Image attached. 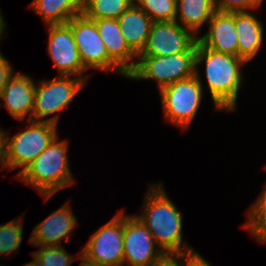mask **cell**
I'll list each match as a JSON object with an SVG mask.
<instances>
[{
    "label": "cell",
    "mask_w": 266,
    "mask_h": 266,
    "mask_svg": "<svg viewBox=\"0 0 266 266\" xmlns=\"http://www.w3.org/2000/svg\"><path fill=\"white\" fill-rule=\"evenodd\" d=\"M142 208L143 212L136 216L165 254L196 252L182 241V213L168 198L162 183L149 185Z\"/></svg>",
    "instance_id": "6da1fadb"
},
{
    "label": "cell",
    "mask_w": 266,
    "mask_h": 266,
    "mask_svg": "<svg viewBox=\"0 0 266 266\" xmlns=\"http://www.w3.org/2000/svg\"><path fill=\"white\" fill-rule=\"evenodd\" d=\"M205 63L206 83L216 110H236L239 89L243 84L241 68L247 64L238 56L213 51L196 43L195 69Z\"/></svg>",
    "instance_id": "7a4b0ae2"
},
{
    "label": "cell",
    "mask_w": 266,
    "mask_h": 266,
    "mask_svg": "<svg viewBox=\"0 0 266 266\" xmlns=\"http://www.w3.org/2000/svg\"><path fill=\"white\" fill-rule=\"evenodd\" d=\"M57 136L19 175L18 179L48 200L60 189L75 182L69 167L68 141Z\"/></svg>",
    "instance_id": "3957f363"
},
{
    "label": "cell",
    "mask_w": 266,
    "mask_h": 266,
    "mask_svg": "<svg viewBox=\"0 0 266 266\" xmlns=\"http://www.w3.org/2000/svg\"><path fill=\"white\" fill-rule=\"evenodd\" d=\"M198 69L195 75L163 87L159 92L165 118L186 130L195 118L203 97V84Z\"/></svg>",
    "instance_id": "277c9868"
},
{
    "label": "cell",
    "mask_w": 266,
    "mask_h": 266,
    "mask_svg": "<svg viewBox=\"0 0 266 266\" xmlns=\"http://www.w3.org/2000/svg\"><path fill=\"white\" fill-rule=\"evenodd\" d=\"M196 52L166 56H137L135 67L127 74L129 80L152 79L157 89L195 75Z\"/></svg>",
    "instance_id": "5b68a950"
},
{
    "label": "cell",
    "mask_w": 266,
    "mask_h": 266,
    "mask_svg": "<svg viewBox=\"0 0 266 266\" xmlns=\"http://www.w3.org/2000/svg\"><path fill=\"white\" fill-rule=\"evenodd\" d=\"M40 82V83H39ZM35 87L33 121H47L58 125L60 111L70 105V102L87 84L83 79L74 76H56L50 80H40ZM53 114H56L55 116ZM48 117L47 116H51Z\"/></svg>",
    "instance_id": "8992f818"
},
{
    "label": "cell",
    "mask_w": 266,
    "mask_h": 266,
    "mask_svg": "<svg viewBox=\"0 0 266 266\" xmlns=\"http://www.w3.org/2000/svg\"><path fill=\"white\" fill-rule=\"evenodd\" d=\"M28 127L13 137L4 131L10 170L22 168L18 175L58 136L57 126L47 121H26Z\"/></svg>",
    "instance_id": "52a82bcc"
},
{
    "label": "cell",
    "mask_w": 266,
    "mask_h": 266,
    "mask_svg": "<svg viewBox=\"0 0 266 266\" xmlns=\"http://www.w3.org/2000/svg\"><path fill=\"white\" fill-rule=\"evenodd\" d=\"M74 36L83 66L100 71H115L127 77V74L108 56L106 46L100 37L94 20L83 13L72 17L68 22Z\"/></svg>",
    "instance_id": "ba28073f"
},
{
    "label": "cell",
    "mask_w": 266,
    "mask_h": 266,
    "mask_svg": "<svg viewBox=\"0 0 266 266\" xmlns=\"http://www.w3.org/2000/svg\"><path fill=\"white\" fill-rule=\"evenodd\" d=\"M124 211L103 224L81 249V254L103 266H123Z\"/></svg>",
    "instance_id": "9c48e42d"
},
{
    "label": "cell",
    "mask_w": 266,
    "mask_h": 266,
    "mask_svg": "<svg viewBox=\"0 0 266 266\" xmlns=\"http://www.w3.org/2000/svg\"><path fill=\"white\" fill-rule=\"evenodd\" d=\"M197 36L176 21L153 22L145 48L138 56H166L196 52Z\"/></svg>",
    "instance_id": "30bf717a"
},
{
    "label": "cell",
    "mask_w": 266,
    "mask_h": 266,
    "mask_svg": "<svg viewBox=\"0 0 266 266\" xmlns=\"http://www.w3.org/2000/svg\"><path fill=\"white\" fill-rule=\"evenodd\" d=\"M135 215H124L123 266H153L165 253ZM126 264V265H125Z\"/></svg>",
    "instance_id": "8fae6325"
},
{
    "label": "cell",
    "mask_w": 266,
    "mask_h": 266,
    "mask_svg": "<svg viewBox=\"0 0 266 266\" xmlns=\"http://www.w3.org/2000/svg\"><path fill=\"white\" fill-rule=\"evenodd\" d=\"M47 53L56 66L58 76H74L88 81L90 76H84L87 70L80 59L71 26L64 24H49Z\"/></svg>",
    "instance_id": "7c38bea8"
},
{
    "label": "cell",
    "mask_w": 266,
    "mask_h": 266,
    "mask_svg": "<svg viewBox=\"0 0 266 266\" xmlns=\"http://www.w3.org/2000/svg\"><path fill=\"white\" fill-rule=\"evenodd\" d=\"M69 203L71 202L53 211L33 228L29 238L31 245L62 246L61 241L71 237L72 231L78 226V223Z\"/></svg>",
    "instance_id": "4fadbf2b"
},
{
    "label": "cell",
    "mask_w": 266,
    "mask_h": 266,
    "mask_svg": "<svg viewBox=\"0 0 266 266\" xmlns=\"http://www.w3.org/2000/svg\"><path fill=\"white\" fill-rule=\"evenodd\" d=\"M34 80L23 73H13L8 79L0 95V107L5 105L9 114L16 119L29 121L32 120L35 98ZM29 114V115H28Z\"/></svg>",
    "instance_id": "5bb4252c"
},
{
    "label": "cell",
    "mask_w": 266,
    "mask_h": 266,
    "mask_svg": "<svg viewBox=\"0 0 266 266\" xmlns=\"http://www.w3.org/2000/svg\"><path fill=\"white\" fill-rule=\"evenodd\" d=\"M208 25V32L197 36L198 42L213 51L238 56L234 12L217 10L208 21Z\"/></svg>",
    "instance_id": "9a60e30c"
},
{
    "label": "cell",
    "mask_w": 266,
    "mask_h": 266,
    "mask_svg": "<svg viewBox=\"0 0 266 266\" xmlns=\"http://www.w3.org/2000/svg\"><path fill=\"white\" fill-rule=\"evenodd\" d=\"M94 21L108 56L128 74L135 67L138 55L126 43L117 19L106 18Z\"/></svg>",
    "instance_id": "2e32d148"
},
{
    "label": "cell",
    "mask_w": 266,
    "mask_h": 266,
    "mask_svg": "<svg viewBox=\"0 0 266 266\" xmlns=\"http://www.w3.org/2000/svg\"><path fill=\"white\" fill-rule=\"evenodd\" d=\"M238 57L250 62L262 46L264 26L251 11L234 12Z\"/></svg>",
    "instance_id": "e0dca14e"
},
{
    "label": "cell",
    "mask_w": 266,
    "mask_h": 266,
    "mask_svg": "<svg viewBox=\"0 0 266 266\" xmlns=\"http://www.w3.org/2000/svg\"><path fill=\"white\" fill-rule=\"evenodd\" d=\"M117 21L126 43L137 55L140 54L146 46L152 19L134 2Z\"/></svg>",
    "instance_id": "ac0fdd59"
},
{
    "label": "cell",
    "mask_w": 266,
    "mask_h": 266,
    "mask_svg": "<svg viewBox=\"0 0 266 266\" xmlns=\"http://www.w3.org/2000/svg\"><path fill=\"white\" fill-rule=\"evenodd\" d=\"M216 11L215 0H177L175 21L197 36Z\"/></svg>",
    "instance_id": "d6986e66"
},
{
    "label": "cell",
    "mask_w": 266,
    "mask_h": 266,
    "mask_svg": "<svg viewBox=\"0 0 266 266\" xmlns=\"http://www.w3.org/2000/svg\"><path fill=\"white\" fill-rule=\"evenodd\" d=\"M29 7L49 24H64L83 13V0H33Z\"/></svg>",
    "instance_id": "ffe728a7"
},
{
    "label": "cell",
    "mask_w": 266,
    "mask_h": 266,
    "mask_svg": "<svg viewBox=\"0 0 266 266\" xmlns=\"http://www.w3.org/2000/svg\"><path fill=\"white\" fill-rule=\"evenodd\" d=\"M134 0H85L83 14L91 19H117L126 12Z\"/></svg>",
    "instance_id": "44dd1931"
},
{
    "label": "cell",
    "mask_w": 266,
    "mask_h": 266,
    "mask_svg": "<svg viewBox=\"0 0 266 266\" xmlns=\"http://www.w3.org/2000/svg\"><path fill=\"white\" fill-rule=\"evenodd\" d=\"M247 210L248 219L243 227L257 241L266 244V185L258 199Z\"/></svg>",
    "instance_id": "7402d4cb"
},
{
    "label": "cell",
    "mask_w": 266,
    "mask_h": 266,
    "mask_svg": "<svg viewBox=\"0 0 266 266\" xmlns=\"http://www.w3.org/2000/svg\"><path fill=\"white\" fill-rule=\"evenodd\" d=\"M23 220L22 217L15 218L0 225V256L4 257L18 251L23 237Z\"/></svg>",
    "instance_id": "603a6c76"
},
{
    "label": "cell",
    "mask_w": 266,
    "mask_h": 266,
    "mask_svg": "<svg viewBox=\"0 0 266 266\" xmlns=\"http://www.w3.org/2000/svg\"><path fill=\"white\" fill-rule=\"evenodd\" d=\"M153 22L175 21L177 0H134Z\"/></svg>",
    "instance_id": "cb8c5ba5"
},
{
    "label": "cell",
    "mask_w": 266,
    "mask_h": 266,
    "mask_svg": "<svg viewBox=\"0 0 266 266\" xmlns=\"http://www.w3.org/2000/svg\"><path fill=\"white\" fill-rule=\"evenodd\" d=\"M39 250L32 252L43 266H71L74 257L63 246H36Z\"/></svg>",
    "instance_id": "d4e9b609"
},
{
    "label": "cell",
    "mask_w": 266,
    "mask_h": 266,
    "mask_svg": "<svg viewBox=\"0 0 266 266\" xmlns=\"http://www.w3.org/2000/svg\"><path fill=\"white\" fill-rule=\"evenodd\" d=\"M264 0H215L216 9L223 12L250 11L259 8Z\"/></svg>",
    "instance_id": "484cf974"
},
{
    "label": "cell",
    "mask_w": 266,
    "mask_h": 266,
    "mask_svg": "<svg viewBox=\"0 0 266 266\" xmlns=\"http://www.w3.org/2000/svg\"><path fill=\"white\" fill-rule=\"evenodd\" d=\"M192 254H165L153 266H185V261Z\"/></svg>",
    "instance_id": "4316f807"
},
{
    "label": "cell",
    "mask_w": 266,
    "mask_h": 266,
    "mask_svg": "<svg viewBox=\"0 0 266 266\" xmlns=\"http://www.w3.org/2000/svg\"><path fill=\"white\" fill-rule=\"evenodd\" d=\"M14 70L9 61L2 55L0 51V95L8 79L13 75Z\"/></svg>",
    "instance_id": "83f0119b"
},
{
    "label": "cell",
    "mask_w": 266,
    "mask_h": 266,
    "mask_svg": "<svg viewBox=\"0 0 266 266\" xmlns=\"http://www.w3.org/2000/svg\"><path fill=\"white\" fill-rule=\"evenodd\" d=\"M0 165L1 169H8L9 165L7 162V152H6V142H5V137H4V129L0 127Z\"/></svg>",
    "instance_id": "f1b7e54d"
},
{
    "label": "cell",
    "mask_w": 266,
    "mask_h": 266,
    "mask_svg": "<svg viewBox=\"0 0 266 266\" xmlns=\"http://www.w3.org/2000/svg\"><path fill=\"white\" fill-rule=\"evenodd\" d=\"M185 266H212L206 259L199 253H193L186 261Z\"/></svg>",
    "instance_id": "f546056e"
},
{
    "label": "cell",
    "mask_w": 266,
    "mask_h": 266,
    "mask_svg": "<svg viewBox=\"0 0 266 266\" xmlns=\"http://www.w3.org/2000/svg\"><path fill=\"white\" fill-rule=\"evenodd\" d=\"M77 258H79L81 261L79 266H103L99 263L92 262V261L88 260L81 253L78 254Z\"/></svg>",
    "instance_id": "4dcf8cb0"
},
{
    "label": "cell",
    "mask_w": 266,
    "mask_h": 266,
    "mask_svg": "<svg viewBox=\"0 0 266 266\" xmlns=\"http://www.w3.org/2000/svg\"><path fill=\"white\" fill-rule=\"evenodd\" d=\"M1 14H2V12H1V9H0V40L3 38L2 34L5 33V31H6L5 30L6 23H5V20H4V18H3V16Z\"/></svg>",
    "instance_id": "1f68e13d"
},
{
    "label": "cell",
    "mask_w": 266,
    "mask_h": 266,
    "mask_svg": "<svg viewBox=\"0 0 266 266\" xmlns=\"http://www.w3.org/2000/svg\"><path fill=\"white\" fill-rule=\"evenodd\" d=\"M32 256H33V260L26 263L23 266H43L40 260L34 254H32Z\"/></svg>",
    "instance_id": "d6a6232c"
}]
</instances>
